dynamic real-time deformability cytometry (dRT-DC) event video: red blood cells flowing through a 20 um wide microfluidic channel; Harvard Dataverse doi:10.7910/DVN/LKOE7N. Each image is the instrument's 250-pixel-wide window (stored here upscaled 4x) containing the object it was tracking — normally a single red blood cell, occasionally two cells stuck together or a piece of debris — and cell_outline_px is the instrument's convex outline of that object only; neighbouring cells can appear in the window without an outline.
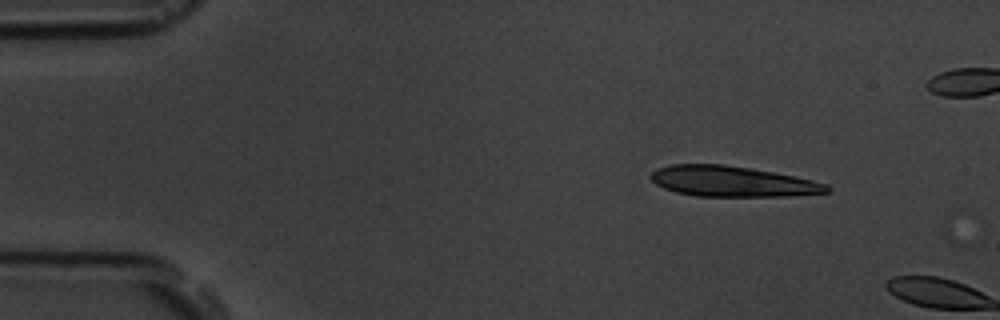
{"species": "common noctule bat (a hibernating species)", "species_latin": "Nyctalus noctula", "temperature_condition": "room temperature", "stored_images_in_passage": 2, "camera_frame_rate_fps": 3000, "um_per_image_px": 0.085, "animal": {"sex": "male", "body_mass_g": 19.5, "forearm_length_mm": 54.6}, "frame": {"image": 1, "passage_image": 1, "time_ms": 0.0, "image_size_px": [1000, 320], "cell_outline_px": [[832, 188], [828, 192], [788, 196], [696, 196], [676, 192], [664, 188], [656, 184], [648, 176], [656, 168], [672, 164], [724, 164], [752, 168], [796, 176], [828, 184]], "centroid_in_image_um": [62.24, 15.41], "position_along_channel_um": 22.8, "area_um2": 31.5}}